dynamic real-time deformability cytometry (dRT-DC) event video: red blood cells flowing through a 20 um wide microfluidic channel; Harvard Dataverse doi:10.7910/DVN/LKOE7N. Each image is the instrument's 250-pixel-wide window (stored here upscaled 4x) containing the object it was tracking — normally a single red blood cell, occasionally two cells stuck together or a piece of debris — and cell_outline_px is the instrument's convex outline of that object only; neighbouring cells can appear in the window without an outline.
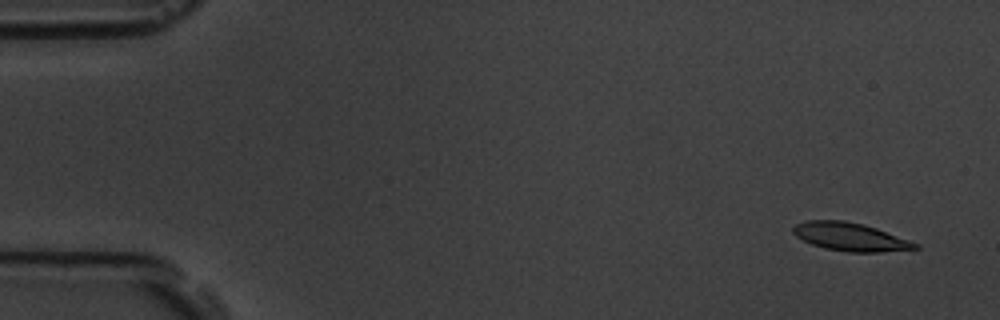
{"species": "common noctule bat (a hibernating species)", "species_latin": "Nyctalus noctula", "temperature_condition": "room temperature", "stored_images_in_passage": 5, "camera_frame_rate_fps": 3000, "um_per_image_px": 0.085, "animal": {"sex": "male", "body_mass_g": 19.5, "forearm_length_mm": 54.6}, "frame": {"image": 1, "passage_image": 1, "time_ms": 0.0, "image_size_px": [1000, 320], "cell_outline_px": [[920, 248], [880, 252], [848, 252], [824, 248], [812, 244], [796, 236], [792, 232], [792, 228], [796, 224], [808, 220], [844, 220], [864, 224], [876, 228], [920, 244]], "centroid_in_image_um": [72.27, 20.13], "position_along_channel_um": 12.7, "area_um2": 20.0}}
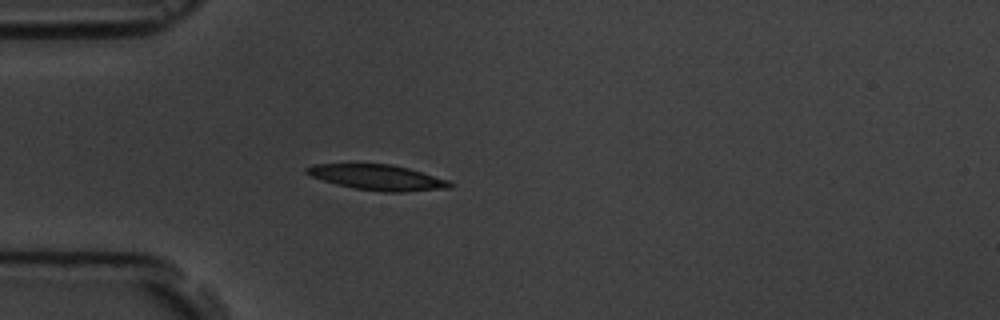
{"frame": {"image": 2, "passage_image": 5, "time_ms": 4.333, "image_size_px": [1000, 320], "cell_outline_px": [[452, 188], [404, 192], [384, 192], [356, 188], [336, 184], [312, 176], [304, 172], [304, 168], [312, 164], [392, 164], [408, 168], [448, 180], [452, 184]], "centroid_in_image_um": [32.09, 15.08], "position_along_channel_um": 52.9, "area_um2": 21.1}}